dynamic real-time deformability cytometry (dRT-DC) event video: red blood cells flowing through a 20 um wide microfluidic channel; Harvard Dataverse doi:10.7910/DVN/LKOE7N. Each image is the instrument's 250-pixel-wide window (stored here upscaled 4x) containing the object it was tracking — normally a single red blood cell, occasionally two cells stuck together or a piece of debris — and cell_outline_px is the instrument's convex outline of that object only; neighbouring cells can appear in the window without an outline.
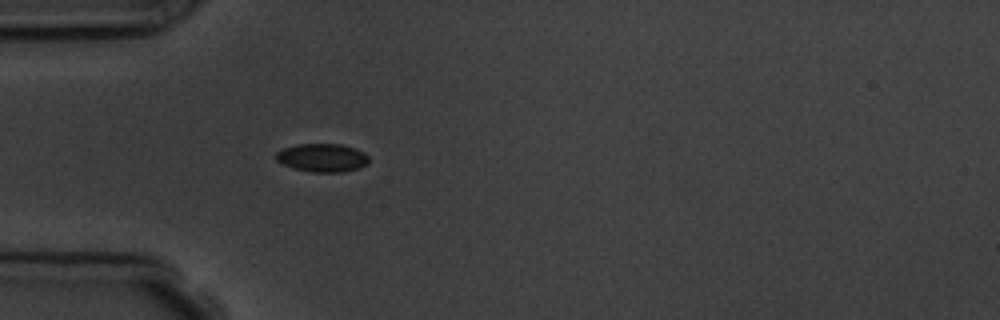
{"species": "common noctule bat (a hibernating species)", "species_latin": "Nyctalus noctula", "temperature_condition": "room temperature", "stored_images_in_passage": 5, "camera_frame_rate_fps": 3000, "um_per_image_px": 0.085, "animal": {"sex": "male", "body_mass_g": 19.5, "forearm_length_mm": 54.6}, "frame": {"image": 1, "passage_image": 5, "time_ms": 4.333, "image_size_px": [1000, 320], "cell_outline_px": [[368, 164], [360, 168], [344, 172], [312, 172], [296, 168], [284, 164], [276, 160], [276, 152], [284, 148], [296, 144], [340, 144], [356, 148], [364, 152], [368, 156]], "centroid_in_image_um": [27.44, 13.4], "position_along_channel_um": 57.6, "area_um2": 15.32}}